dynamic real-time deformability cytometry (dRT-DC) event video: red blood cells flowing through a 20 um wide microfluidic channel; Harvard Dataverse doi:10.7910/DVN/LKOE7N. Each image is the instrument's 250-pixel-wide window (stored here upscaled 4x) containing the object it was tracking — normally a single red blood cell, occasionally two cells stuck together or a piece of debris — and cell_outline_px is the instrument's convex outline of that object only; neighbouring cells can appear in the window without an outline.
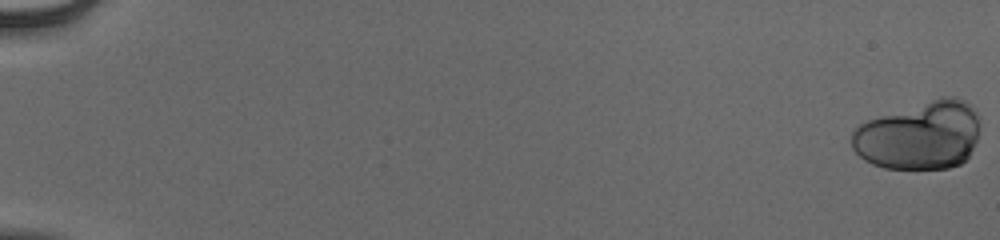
{"species": "human", "species_latin": "Homo sapiens", "temperature_condition": "cold", "stored_images_in_passage": 56, "segment_of_instrument_passage": [1, 2], "camera_frame_rate_fps": 3000, "um_per_image_px": 0.085, "donor": {"sex": "male"}, "frame": {"image": 1, "passage_image": 1, "time_ms": 0.0, "image_size_px": [1000, 240], "cell_outline_px": [[980, 124], [976, 140], [968, 156], [960, 164], [948, 168], [884, 168], [872, 164], [864, 160], [852, 148], [852, 132], [860, 124], [868, 120], [940, 96], [956, 96], [964, 100], [980, 116]], "centroid_in_image_um": [78.18, 11.5], "position_along_channel_um": 6.8, "area_um2": 50.92}}
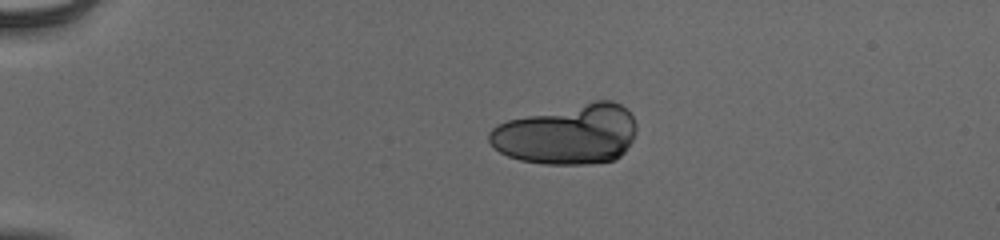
{"frame": {"image": 2, "passage_image": 15, "time_ms": 4.667, "image_size_px": [1000, 240], "cell_outline_px": [[636, 128], [632, 140], [624, 152], [620, 156], [612, 160], [592, 164], [544, 164], [520, 160], [508, 156], [500, 152], [488, 140], [488, 132], [496, 124], [508, 120], [592, 100], [612, 100], [620, 104], [632, 116], [636, 124]], "centroid_in_image_um": [48.23, 11.42], "position_along_channel_um": 36.8, "area_um2": 51.44}}